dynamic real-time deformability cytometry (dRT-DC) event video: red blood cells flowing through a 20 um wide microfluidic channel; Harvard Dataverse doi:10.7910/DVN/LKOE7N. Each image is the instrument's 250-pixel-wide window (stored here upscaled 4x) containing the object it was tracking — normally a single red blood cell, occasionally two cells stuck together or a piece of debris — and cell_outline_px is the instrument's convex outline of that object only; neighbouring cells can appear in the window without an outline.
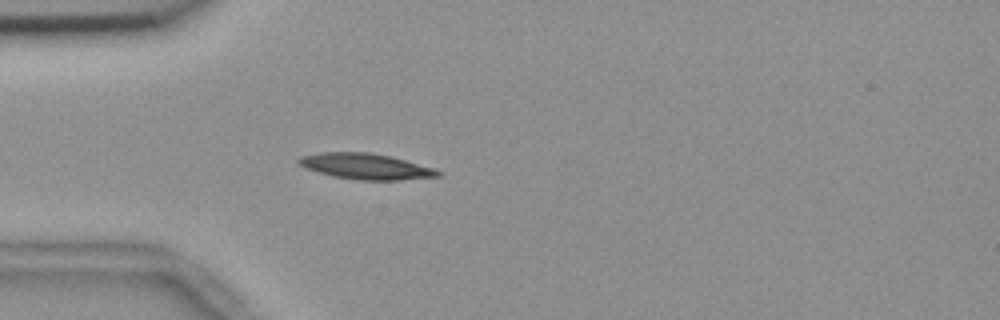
{"species": "common noctule bat (a hibernating species)", "species_latin": "Nyctalus noctula", "temperature_condition": "room temperature", "stored_images_in_passage": 40, "camera_frame_rate_fps": 3000, "um_per_image_px": 0.085, "animal": {"sex": "female", "body_mass_g": 18.4}, "frame": {"image": 1, "passage_image": 1, "time_ms": 0.0, "image_size_px": [1000, 320], "cell_outline_px": [[444, 172], [440, 176], [400, 180], [360, 180], [332, 176], [304, 168], [296, 160], [300, 156], [320, 152], [372, 152], [392, 156], [432, 168]], "centroid_in_image_um": [31.07, 14.13], "position_along_channel_um": 53.9, "area_um2": 21.04}}
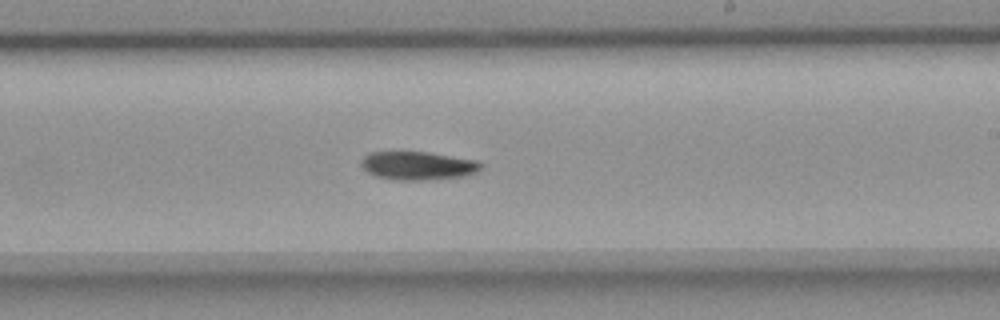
{"frame": {"image": 2, "passage_image": 18, "time_ms": 5.667, "image_size_px": [1000, 320], "cell_outline_px": [[484, 164], [476, 172], [464, 176], [420, 180], [396, 180], [376, 176], [368, 172], [360, 164], [360, 160], [368, 152], [428, 152], [480, 160]], "centroid_in_image_um": [35.53, 14.07], "position_along_channel_um": 253.5, "area_um2": 19.88}}
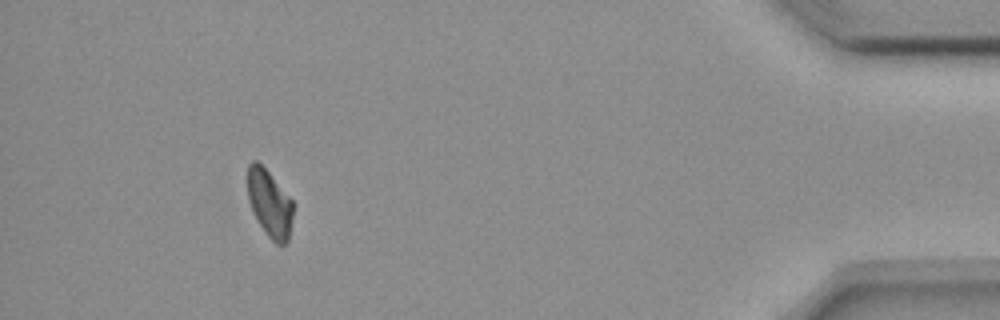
{"frame": {"image": 3, "passage_image": 36, "time_ms": 11.667, "image_size_px": [1000, 320], "cell_outline_px": [[292, 216], [288, 240], [284, 244], [276, 244], [268, 236], [252, 212], [248, 200], [248, 164], [252, 160], [256, 160], [268, 172], [292, 200]], "centroid_in_image_um": [22.89, 17.29], "position_along_channel_um": 412.3, "area_um2": 17.46}, "authors_computed_cell_mechanics": {"area_um2": 19.5942, "velocity_mm_per_s": 3.6712, "shape_relaxation_time_tau1_ms": 7.7105, "shape_relaxation_time_tau2_ms": null, "deformation_change_tau1": 0.1449, "deformation_change_tau2": null}}